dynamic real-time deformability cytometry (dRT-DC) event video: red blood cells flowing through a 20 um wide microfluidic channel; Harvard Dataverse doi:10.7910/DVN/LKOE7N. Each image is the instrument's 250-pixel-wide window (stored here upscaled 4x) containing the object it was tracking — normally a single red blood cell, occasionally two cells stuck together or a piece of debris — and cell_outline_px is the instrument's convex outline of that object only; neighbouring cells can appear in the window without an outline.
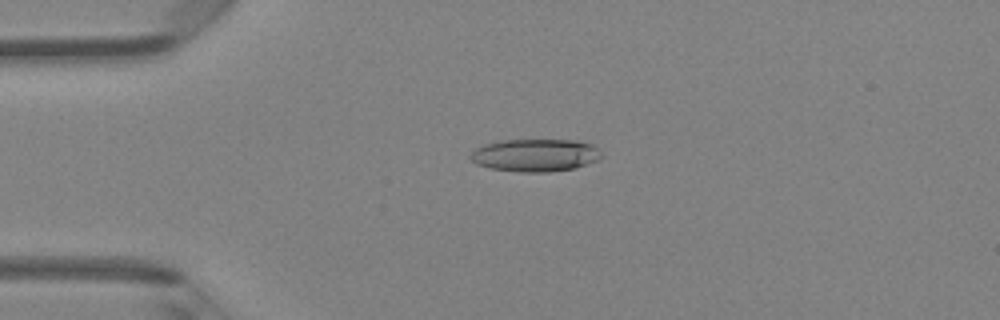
{"species": "Egyptian fruit bat (a non-hibernating species)", "species_latin": "Rousettus aegyptiacus", "temperature_condition": "room temperature", "stored_images_in_passage": 47, "camera_frame_rate_fps": 3000, "um_per_image_px": 0.085, "animal": {"sex": "female"}, "frame": {"image": 1, "passage_image": 11, "time_ms": 3.333, "image_size_px": [1000, 320], "cell_outline_px": [[604, 156], [600, 160], [572, 168], [548, 172], [520, 172], [488, 168], [476, 164], [468, 156], [476, 148], [484, 144], [496, 140], [576, 140], [592, 144]], "centroid_in_image_um": [45.48, 13.19], "position_along_channel_um": 39.5, "area_um2": 25.09}}
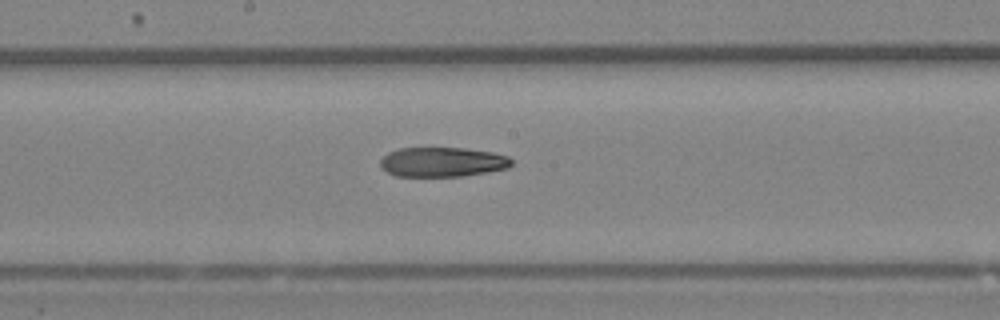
{"frame": {"image": 2, "passage_image": 25, "time_ms": 8.0, "image_size_px": [1000, 320], "cell_outline_px": [[512, 164], [508, 168], [488, 172], [464, 176], [396, 176], [388, 172], [380, 164], [380, 160], [388, 152], [400, 148], [464, 148], [492, 152], [508, 156], [512, 160]], "centroid_in_image_um": [37.63, 13.77], "position_along_channel_um": 210.6, "area_um2": 22.6}}
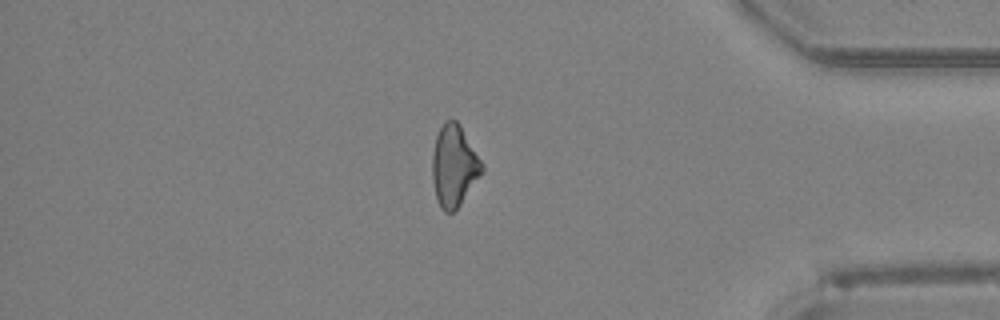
{"frame": {"image": 3, "passage_image": 40, "time_ms": 13.0, "image_size_px": [1000, 320], "cell_outline_px": [[484, 172], [460, 204], [452, 212], [444, 212], [440, 208], [436, 200], [432, 180], [432, 156], [436, 136], [444, 120], [456, 120], [460, 124], [484, 164]], "centroid_in_image_um": [38.6, 14.1], "position_along_channel_um": 396.6, "area_um2": 23.81}}